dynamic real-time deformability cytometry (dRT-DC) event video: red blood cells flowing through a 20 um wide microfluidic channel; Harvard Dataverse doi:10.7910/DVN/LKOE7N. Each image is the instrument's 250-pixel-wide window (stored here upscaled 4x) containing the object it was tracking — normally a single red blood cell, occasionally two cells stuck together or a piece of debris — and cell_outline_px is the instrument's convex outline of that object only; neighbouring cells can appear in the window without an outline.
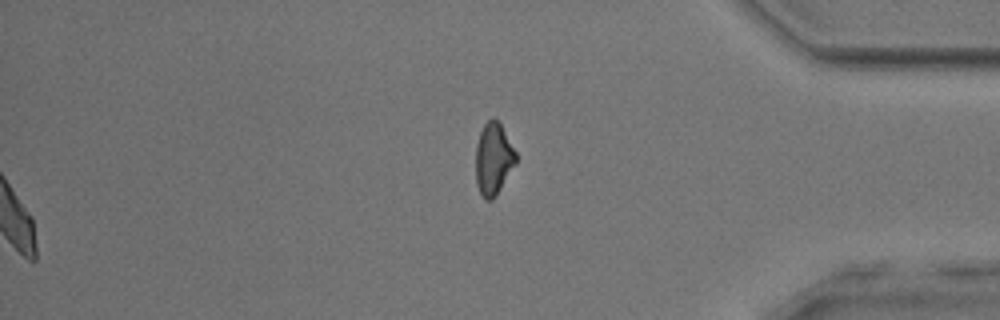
{"species": "common noctule bat (a hibernating species)", "species_latin": "Nyctalus noctula", "temperature_condition": "room temperature", "stored_images_in_passage": 54, "segment_of_instrument_passage": [2, 2], "camera_frame_rate_fps": 3000, "um_per_image_px": 0.085, "animal": {"sex": "male", "body_mass_g": 17.9, "forearm_length_mm": 54.2}, "frame": {"image": 1, "passage_image": 54, "time_ms": 17.667, "image_size_px": [1000, 320], "cell_outline_px": [[516, 164], [496, 196], [492, 200], [484, 200], [476, 184], [476, 144], [480, 132], [484, 124], [492, 116], [500, 124], [516, 152]], "centroid_in_image_um": [41.93, 13.53], "position_along_channel_um": 393.3, "area_um2": 16.88}}